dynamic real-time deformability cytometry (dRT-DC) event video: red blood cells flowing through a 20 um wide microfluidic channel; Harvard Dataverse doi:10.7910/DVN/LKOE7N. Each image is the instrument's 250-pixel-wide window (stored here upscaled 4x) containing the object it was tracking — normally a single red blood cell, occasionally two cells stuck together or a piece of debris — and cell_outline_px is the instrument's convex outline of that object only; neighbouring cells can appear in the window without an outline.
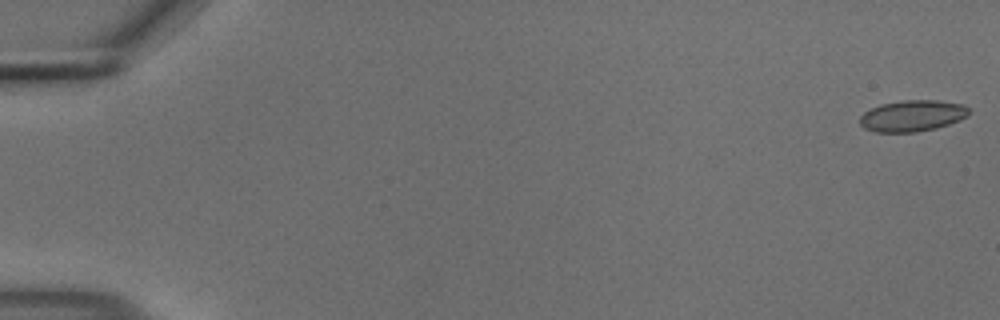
{"species": "common noctule bat (a hibernating species)", "species_latin": "Nyctalus noctula", "temperature_condition": "cold", "stored_images_in_passage": 55, "camera_frame_rate_fps": 3000, "um_per_image_px": 0.085, "animal": {"sex": "male", "body_mass_g": 18.8}, "frame": {"image": 1, "passage_image": 1, "time_ms": 0.0, "image_size_px": [1000, 320], "cell_outline_px": [[968, 116], [960, 120], [936, 128], [916, 132], [876, 132], [864, 128], [860, 124], [860, 116], [864, 112], [880, 104], [904, 100], [936, 100], [964, 104], [968, 108]], "centroid_in_image_um": [77.55, 9.84], "position_along_channel_um": 7.5, "area_um2": 19.88}}
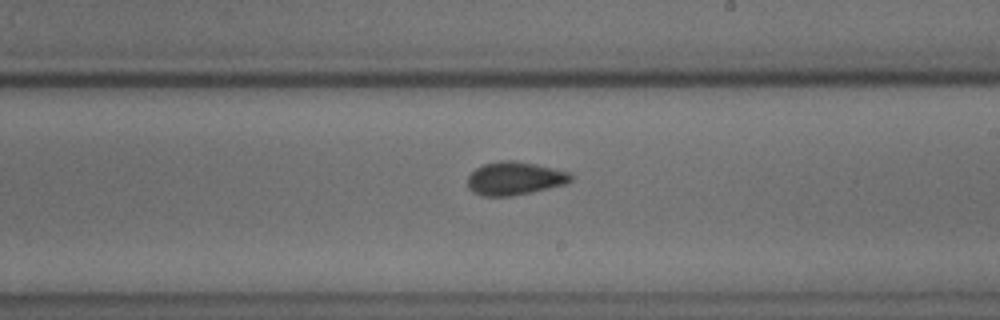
{"frame": {"image": 2, "passage_image": 33, "time_ms": 10.667, "image_size_px": [1000, 320], "cell_outline_px": [[572, 180], [564, 184], [532, 192], [512, 196], [480, 196], [472, 192], [468, 188], [468, 176], [476, 168], [484, 164], [500, 160], [512, 160], [536, 164], [572, 172]], "centroid_in_image_um": [43.74, 15.16], "position_along_channel_um": 245.3, "area_um2": 20.11}}
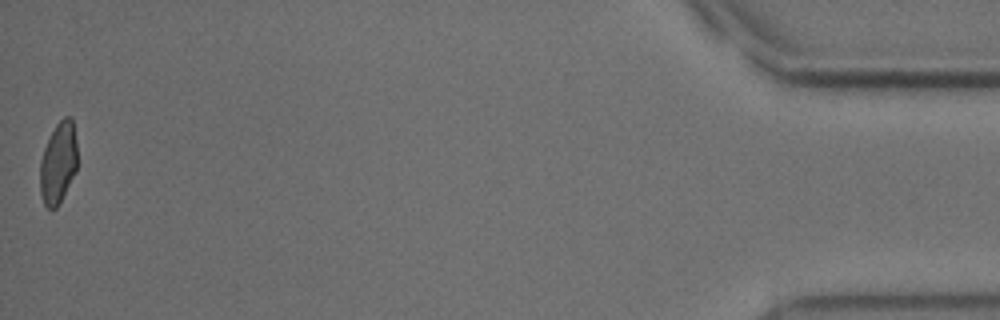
{"frame": {"image": 3, "passage_image": 55, "time_ms": 18.0, "image_size_px": [1000, 320], "cell_outline_px": [[76, 172], [56, 208], [48, 208], [44, 204], [40, 192], [40, 160], [44, 148], [56, 124], [64, 116], [72, 116], [76, 144]], "centroid_in_image_um": [4.94, 13.83], "position_along_channel_um": 430.3, "area_um2": 17.51}, "authors_computed_cell_mechanics": {"area_um2": 19.5364, "velocity_mm_per_s": 3.6992, "shape_relaxation_time_tau1_ms": 4.6815, "shape_relaxation_time_tau2_ms": 2.5002, "deformation_change_tau1": 0.0965, "deformation_change_tau2": 0.0635}}